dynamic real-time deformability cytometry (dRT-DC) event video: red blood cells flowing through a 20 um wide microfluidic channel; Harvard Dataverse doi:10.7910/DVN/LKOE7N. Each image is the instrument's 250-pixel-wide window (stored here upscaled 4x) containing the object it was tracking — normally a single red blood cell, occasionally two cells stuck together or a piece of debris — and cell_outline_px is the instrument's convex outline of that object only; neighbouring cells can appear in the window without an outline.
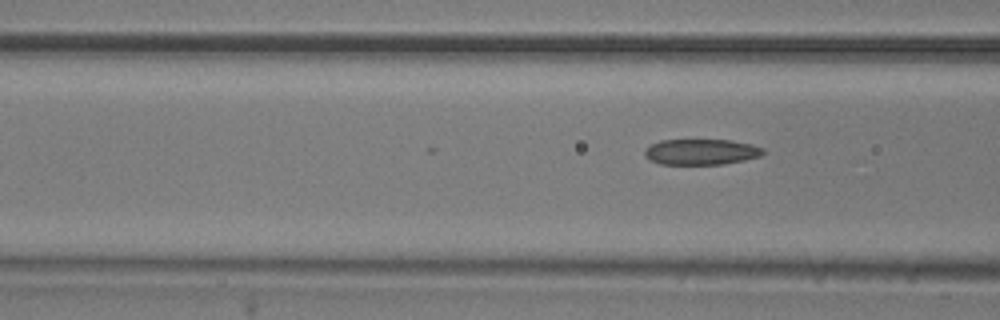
{"species": "common noctule bat (a hibernating species)", "species_latin": "Nyctalus noctula", "temperature_condition": "room temperature", "stored_images_in_passage": 8, "camera_frame_rate_fps": 3000, "um_per_image_px": 0.085, "animal": {"sex": "male", "body_mass_g": 20.5, "forearm_length_mm": 52.5}, "frame": {"image": 1, "passage_image": 8, "time_ms": 2.333, "image_size_px": [1000, 320], "cell_outline_px": [[764, 152], [760, 156], [744, 160], [724, 164], [660, 164], [648, 160], [644, 156], [644, 148], [660, 140], [732, 140], [752, 144], [764, 148]], "centroid_in_image_um": [59.57, 12.91], "position_along_channel_um": 107.0, "area_um2": 17.92}}